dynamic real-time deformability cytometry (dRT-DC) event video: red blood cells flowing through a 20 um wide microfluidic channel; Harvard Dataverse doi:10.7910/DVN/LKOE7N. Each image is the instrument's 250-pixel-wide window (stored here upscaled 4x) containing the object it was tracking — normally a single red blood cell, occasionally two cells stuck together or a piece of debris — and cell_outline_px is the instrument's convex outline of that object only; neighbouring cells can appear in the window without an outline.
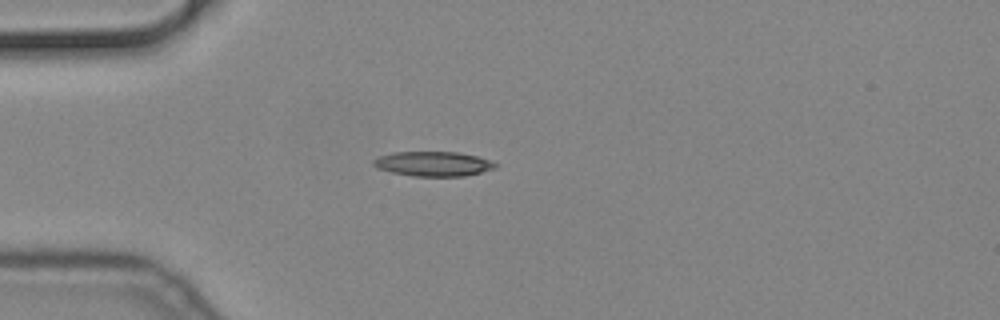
{"species": "common noctule bat (a hibernating species)", "species_latin": "Nyctalus noctula", "temperature_condition": "cold", "stored_images_in_passage": 42, "camera_frame_rate_fps": 3000, "um_per_image_px": 0.085, "animal": {"sex": "male", "body_mass_g": 19.2, "forearm_length_mm": 51.8}, "frame": {"image": 1, "passage_image": 1, "time_ms": 0.0, "image_size_px": [1000, 320], "cell_outline_px": [[500, 164], [496, 168], [464, 176], [412, 176], [392, 172], [376, 168], [372, 164], [372, 160], [380, 156], [392, 152], [456, 152], [476, 156]], "centroid_in_image_um": [36.8, 13.92], "position_along_channel_um": 48.2, "area_um2": 17.51}}
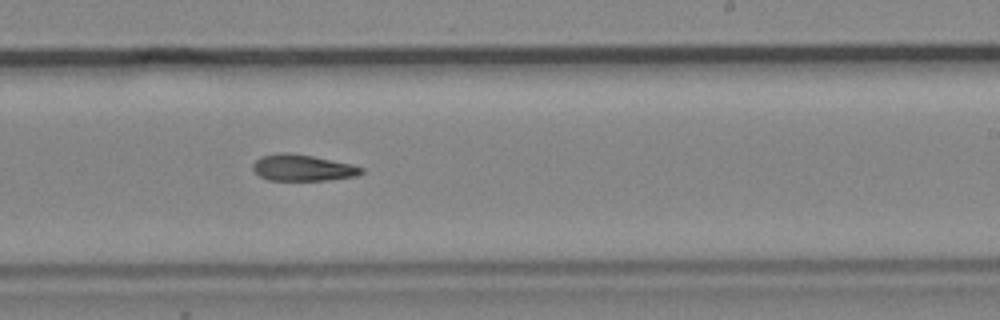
{"frame": {"image": 2, "passage_image": 20, "time_ms": 6.333, "image_size_px": [1000, 320], "cell_outline_px": [[364, 172], [356, 176], [324, 180], [268, 180], [260, 176], [252, 168], [252, 164], [260, 156], [276, 152], [288, 152], [312, 156], [352, 164], [364, 168]], "centroid_in_image_um": [25.7, 14.25], "position_along_channel_um": 263.3, "area_um2": 16.7}}
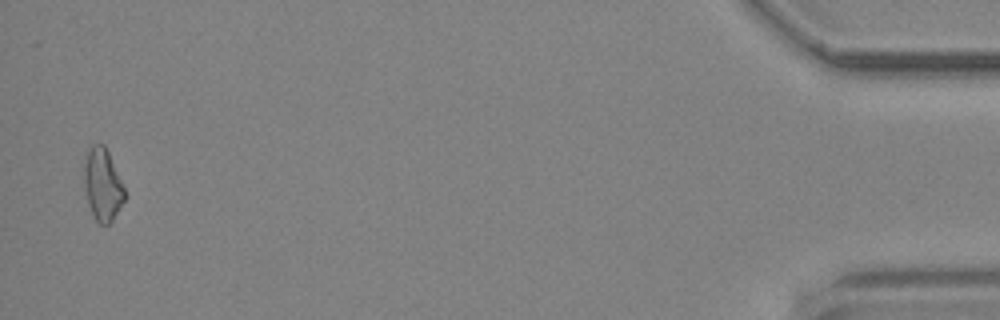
{"frame": {"image": 3, "passage_image": 41, "time_ms": 13.333, "image_size_px": [1000, 320], "cell_outline_px": [[124, 200], [112, 220], [108, 224], [100, 224], [96, 220], [88, 204], [84, 184], [84, 164], [88, 152], [92, 144], [104, 144], [108, 152], [124, 188]], "centroid_in_image_um": [8.7, 15.69], "position_along_channel_um": 426.5, "area_um2": 16.59}}